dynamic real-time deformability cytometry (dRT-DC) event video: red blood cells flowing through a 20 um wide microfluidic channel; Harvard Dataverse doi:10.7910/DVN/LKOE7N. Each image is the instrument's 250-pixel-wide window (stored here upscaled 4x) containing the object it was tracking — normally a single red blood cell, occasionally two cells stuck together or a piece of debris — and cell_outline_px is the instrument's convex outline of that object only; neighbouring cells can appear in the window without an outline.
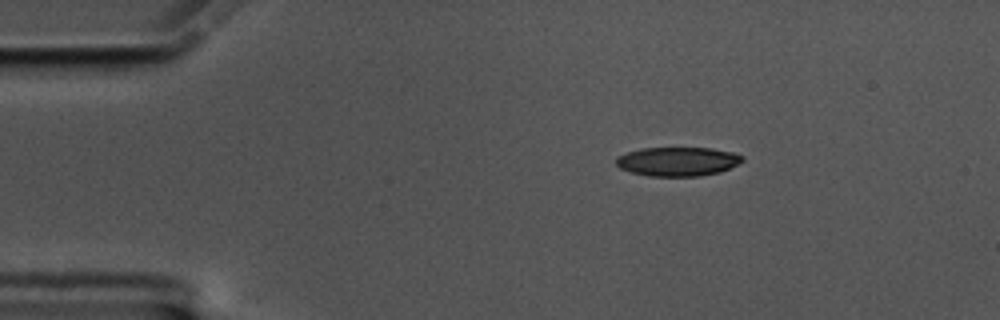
{"species": "common noctule bat (a hibernating species)", "species_latin": "Nyctalus noctula", "temperature_condition": "cold", "stored_images_in_passage": 48, "camera_frame_rate_fps": 3000, "um_per_image_px": 0.085, "animal": {"sex": "male", "body_mass_g": 17.5, "forearm_length_mm": 52.3}, "frame": {"image": 1, "passage_image": 1, "time_ms": 0.0, "image_size_px": [1000, 320], "cell_outline_px": [[744, 160], [740, 164], [720, 172], [700, 176], [648, 176], [632, 172], [620, 168], [616, 164], [616, 156], [640, 148], [712, 148], [732, 152], [744, 156]], "centroid_in_image_um": [57.63, 13.72], "position_along_channel_um": 27.4, "area_um2": 21.5}}
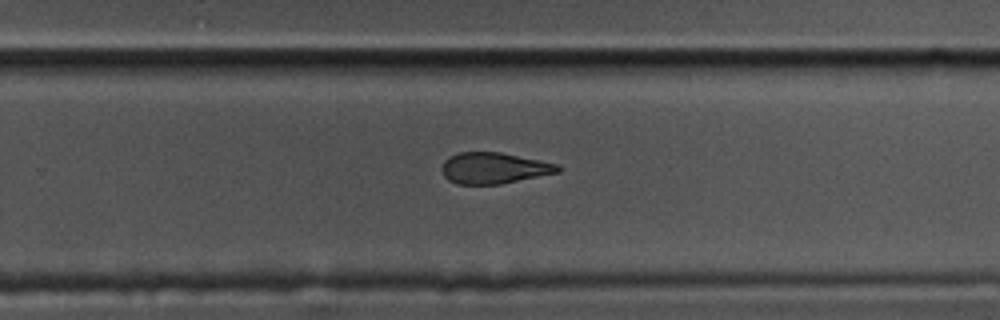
{"frame": {"image": 2, "passage_image": 28, "time_ms": 9.0, "image_size_px": [1000, 320], "cell_outline_px": [[560, 172], [500, 184], [456, 184], [448, 180], [444, 176], [444, 160], [448, 156], [460, 152], [500, 152], [556, 164], [560, 168]], "centroid_in_image_um": [41.96, 14.29], "position_along_channel_um": 287.8, "area_um2": 20.75}}
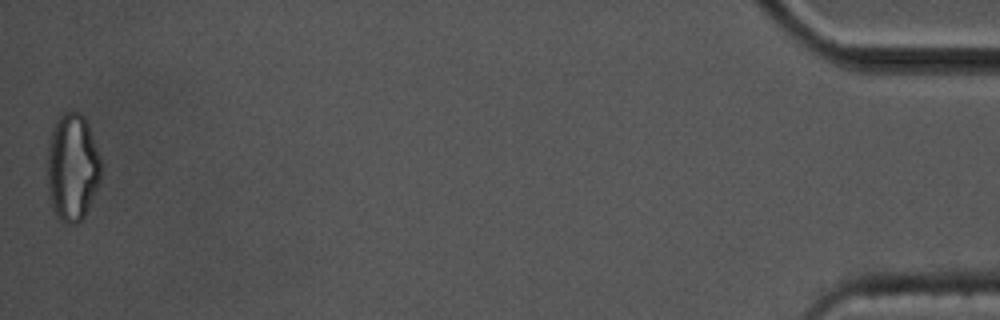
{"frame": {"image": 3, "passage_image": 48, "time_ms": 15.667, "image_size_px": [1000, 320], "cell_outline_px": [[100, 180], [88, 208], [84, 216], [76, 224], [68, 224], [60, 220], [56, 216], [52, 208], [48, 192], [48, 140], [52, 128], [56, 120], [64, 112], [80, 112], [84, 116], [88, 124], [100, 156]], "centroid_in_image_um": [6.14, 14.22], "position_along_channel_um": 429.1, "area_um2": 33.64}, "authors_computed_cell_mechanics": {"area_um2": 22.542, "velocity_mm_per_s": 3.5354, "shape_relaxation_time_tau1_ms": 4.4865, "shape_relaxation_time_tau2_ms": 3.5032, "deformation_change_tau1": 0.1599, "deformation_change_tau2": 0.1071}}